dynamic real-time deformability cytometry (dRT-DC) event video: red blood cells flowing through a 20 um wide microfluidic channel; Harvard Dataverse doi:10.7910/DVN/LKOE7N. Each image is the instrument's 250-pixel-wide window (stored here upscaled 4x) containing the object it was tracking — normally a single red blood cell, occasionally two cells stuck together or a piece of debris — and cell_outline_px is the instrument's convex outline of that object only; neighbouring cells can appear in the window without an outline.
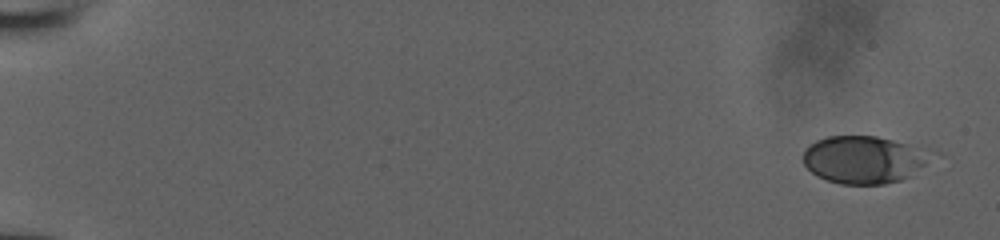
{"species": "human", "species_latin": "Homo sapiens", "temperature_condition": "room temperature", "stored_images_in_passage": 9, "camera_frame_rate_fps": 3000, "um_per_image_px": 0.085, "donor": {"sex": "male"}, "frame": {"image": 1, "passage_image": 1, "time_ms": 0.0, "image_size_px": [1000, 240], "cell_outline_px": [[940, 152], [908, 176], [900, 180], [884, 184], [840, 184], [816, 176], [804, 164], [804, 148], [808, 144], [816, 140], [828, 136], [876, 136]], "centroid_in_image_um": [73.44, 13.55], "position_along_channel_um": 11.6, "area_um2": 35.55}}
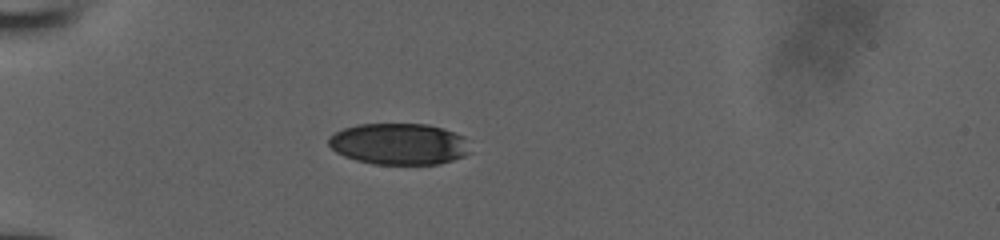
{"frame": {"image": 2, "passage_image": 7, "time_ms": 2.0, "image_size_px": [1000, 240], "cell_outline_px": [[472, 152], [464, 156], [440, 164], [372, 164], [356, 160], [344, 156], [336, 152], [328, 144], [328, 140], [336, 132], [344, 128], [356, 124], [428, 124], [444, 128], [456, 132], [464, 136]], "centroid_in_image_um": [33.96, 12.24], "position_along_channel_um": 51.0, "area_um2": 34.39}}
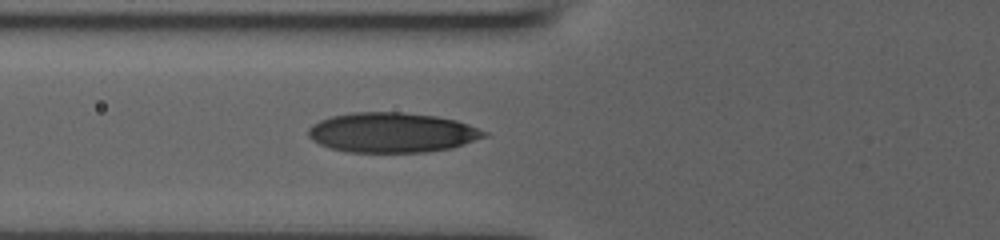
{"frame": {"image": 3, "passage_image": 9, "time_ms": 2.667, "image_size_px": [1000, 240], "cell_outline_px": [[488, 136], [452, 148], [428, 152], [348, 152], [332, 148], [320, 144], [312, 140], [308, 136], [308, 128], [312, 124], [320, 120], [332, 116], [352, 112], [404, 112], [436, 116], [456, 120], [468, 124], [488, 132]], "centroid_in_image_um": [33.34, 11.26], "position_along_channel_um": 92.5, "area_um2": 41.04}}